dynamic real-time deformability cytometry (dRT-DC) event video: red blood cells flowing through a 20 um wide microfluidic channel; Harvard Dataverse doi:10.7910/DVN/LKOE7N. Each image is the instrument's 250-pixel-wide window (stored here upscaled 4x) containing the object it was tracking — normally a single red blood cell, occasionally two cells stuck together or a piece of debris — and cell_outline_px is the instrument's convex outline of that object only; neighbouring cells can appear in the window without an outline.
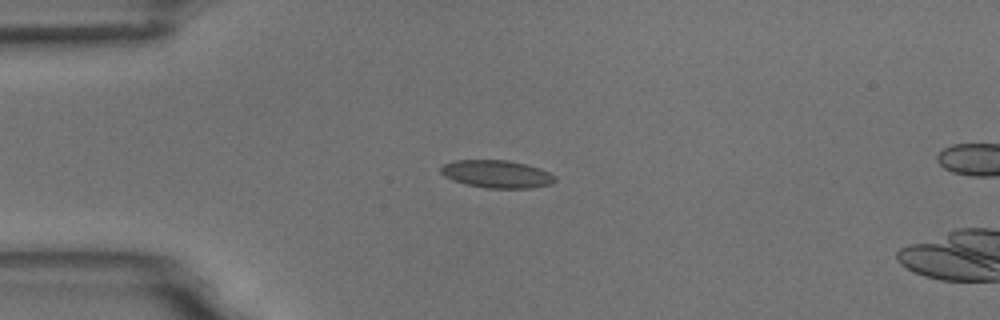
{"species": "common noctule bat (a hibernating species)", "species_latin": "Nyctalus noctula", "temperature_condition": "room temperature", "stored_images_in_passage": 8, "camera_frame_rate_fps": 3000, "um_per_image_px": 0.085, "animal": {"sex": "male", "body_mass_g": 18.8}, "frame": {"image": 1, "passage_image": 1, "time_ms": 0.0, "image_size_px": [1000, 320], "cell_outline_px": [[556, 180], [552, 184], [528, 188], [488, 188], [468, 184], [452, 180], [444, 176], [440, 172], [440, 168], [444, 164], [456, 160], [508, 160], [540, 168], [556, 176]], "centroid_in_image_um": [42.23, 14.79], "position_along_channel_um": 42.8, "area_um2": 18.32}}
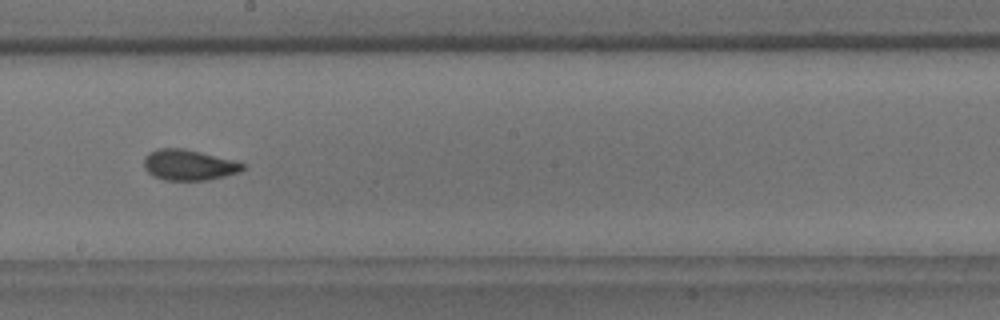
{"frame": {"image": 2, "passage_image": 6, "time_ms": 5.667, "image_size_px": [1000, 320], "cell_outline_px": [[244, 168], [240, 172], [208, 180], [164, 180], [148, 172], [144, 168], [144, 156], [156, 148], [184, 148], [232, 160], [244, 164]], "centroid_in_image_um": [16.02, 14.02], "position_along_channel_um": 232.2, "area_um2": 17.51}}